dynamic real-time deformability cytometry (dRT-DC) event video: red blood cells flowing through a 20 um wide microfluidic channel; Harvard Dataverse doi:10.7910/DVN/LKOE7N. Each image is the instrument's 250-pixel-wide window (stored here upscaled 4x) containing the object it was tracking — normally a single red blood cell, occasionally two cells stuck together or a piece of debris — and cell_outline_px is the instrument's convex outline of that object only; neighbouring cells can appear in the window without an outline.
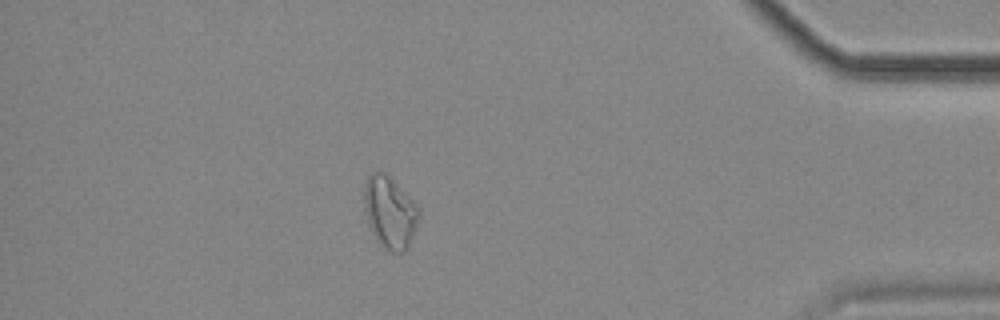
{"species": "common noctule bat (a hibernating species)", "species_latin": "Nyctalus noctula", "temperature_condition": "cold", "stored_images_in_passage": 48, "camera_frame_rate_fps": 3000, "um_per_image_px": 0.085, "animal": {"sex": "female", "body_mass_g": 18.4}, "frame": {"image": 1, "passage_image": 41, "time_ms": 13.333, "image_size_px": [1000, 320], "cell_outline_px": [[420, 212], [416, 228], [408, 248], [400, 252], [392, 252], [372, 232], [368, 224], [364, 208], [364, 180], [372, 172], [384, 172], [416, 204]], "centroid_in_image_um": [33.12, 18.01], "position_along_channel_um": 402.1, "area_um2": 22.37}}